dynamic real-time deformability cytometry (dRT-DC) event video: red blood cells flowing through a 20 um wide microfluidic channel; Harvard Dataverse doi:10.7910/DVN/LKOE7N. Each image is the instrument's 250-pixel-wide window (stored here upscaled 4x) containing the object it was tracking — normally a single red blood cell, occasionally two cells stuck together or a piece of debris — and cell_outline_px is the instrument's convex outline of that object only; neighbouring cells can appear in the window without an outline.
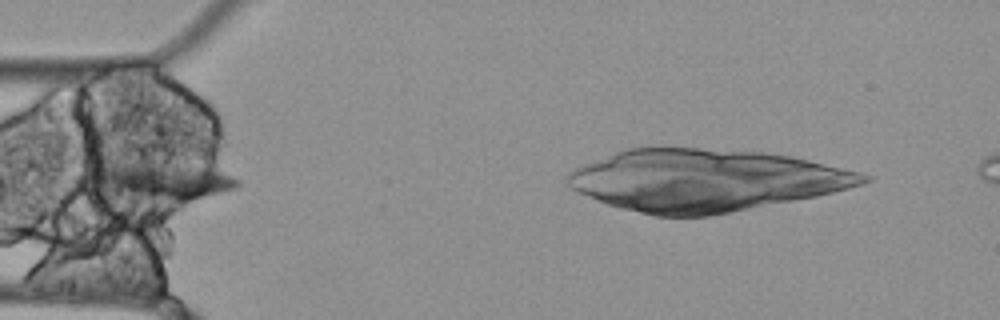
{"species": "Egyptian fruit bat (a non-hibernating species)", "species_latin": "Rousettus aegyptiacus", "temperature_condition": "cold", "stored_images_in_passage": 46, "segment_of_instrument_passage": [1, 2], "camera_frame_rate_fps": 3000, "um_per_image_px": 0.085, "animal": {"sex": "female"}, "frame": {"image": 1, "passage_image": 12, "time_ms": 3.667, "image_size_px": [1000, 320], "cell_outline_px": [[240, 184], [236, 188], [180, 204], [112, 208], [96, 196], [80, 176], [80, 172], [92, 168], [188, 156], [232, 176], [240, 180]], "centroid_in_image_um": [13.34, 15.51], "position_along_channel_um": 71.7, "area_um2": 40.58}}